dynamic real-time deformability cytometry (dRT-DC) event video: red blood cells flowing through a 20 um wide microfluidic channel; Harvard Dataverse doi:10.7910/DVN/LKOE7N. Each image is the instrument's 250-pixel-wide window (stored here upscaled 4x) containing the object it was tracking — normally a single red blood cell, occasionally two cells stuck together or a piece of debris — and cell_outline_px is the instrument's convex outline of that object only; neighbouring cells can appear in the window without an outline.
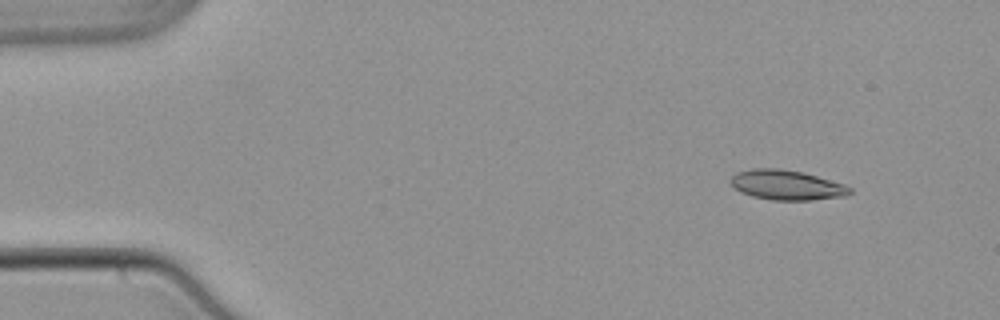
{"species": "common noctule bat (a hibernating species)", "species_latin": "Nyctalus noctula", "temperature_condition": "warm", "stored_images_in_passage": 52, "camera_frame_rate_fps": 3000, "um_per_image_px": 0.085, "animal": {"sex": "male", "body_mass_g": 21.5, "forearm_length_mm": 52.0}, "frame": {"image": 1, "passage_image": 5, "time_ms": 1.333, "image_size_px": [1000, 320], "cell_outline_px": [[852, 192], [844, 196], [812, 200], [772, 200], [752, 196], [740, 192], [732, 184], [732, 176], [736, 172], [752, 168], [780, 168], [804, 172], [844, 184], [852, 188]], "centroid_in_image_um": [66.88, 15.72], "position_along_channel_um": 18.1, "area_um2": 20.75}}
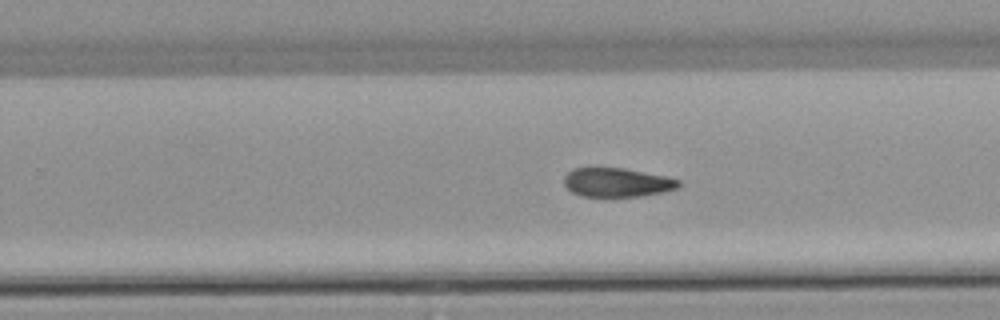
{"frame": {"image": 2, "passage_image": 33, "time_ms": 10.667, "image_size_px": [1000, 320], "cell_outline_px": [[680, 184], [676, 188], [660, 192], [640, 196], [584, 196], [572, 192], [564, 184], [564, 176], [572, 168], [588, 164], [592, 164], [624, 168], [664, 176], [680, 180]], "centroid_in_image_um": [52.33, 15.44], "position_along_channel_um": 277.5, "area_um2": 19.83}}
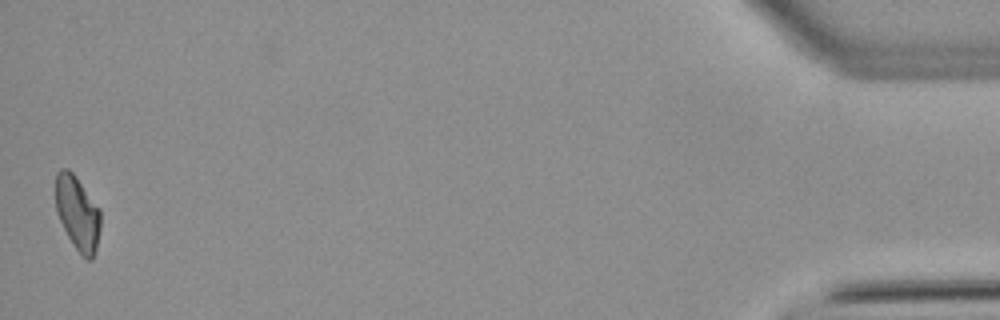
{"frame": {"image": 3, "passage_image": 52, "time_ms": 17.0, "image_size_px": [1000, 320], "cell_outline_px": [[100, 228], [96, 248], [92, 260], [88, 260], [80, 256], [72, 244], [56, 212], [56, 172], [60, 168], [68, 168], [72, 172], [100, 208]], "centroid_in_image_um": [6.59, 18.13], "position_along_channel_um": 428.6, "area_um2": 19.48}, "authors_computed_cell_mechanics": {"area_um2": 20.2011, "velocity_mm_per_s": 3.8769, "shape_relaxation_time_tau1_ms": null, "shape_relaxation_time_tau2_ms": 7.5772, "deformation_change_tau1": null, "deformation_change_tau2": 0.1625}}